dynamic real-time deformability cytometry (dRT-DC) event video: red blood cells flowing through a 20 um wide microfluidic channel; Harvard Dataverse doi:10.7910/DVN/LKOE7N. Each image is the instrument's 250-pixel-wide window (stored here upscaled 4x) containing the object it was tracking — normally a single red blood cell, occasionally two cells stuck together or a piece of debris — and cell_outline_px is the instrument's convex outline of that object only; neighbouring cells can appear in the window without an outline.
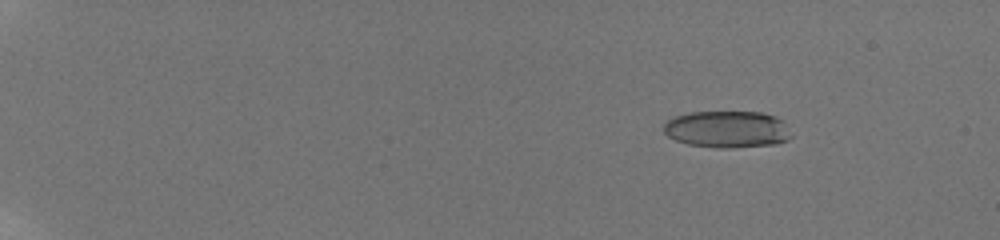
{"species": "human", "species_latin": "Homo sapiens", "temperature_condition": "room temperature", "stored_images_in_passage": 28, "camera_frame_rate_fps": 3000, "um_per_image_px": 0.085, "donor": {"sex": "male"}, "frame": {"image": 1, "passage_image": 7, "time_ms": 3.0, "image_size_px": [1000, 240], "cell_outline_px": [[792, 136], [788, 140], [776, 144], [732, 148], [716, 148], [688, 144], [676, 140], [668, 136], [664, 132], [664, 124], [668, 120], [676, 116], [688, 112], [760, 112], [776, 116], [784, 120]], "centroid_in_image_um": [61.84, 10.99], "position_along_channel_um": 23.2, "area_um2": 27.63}}
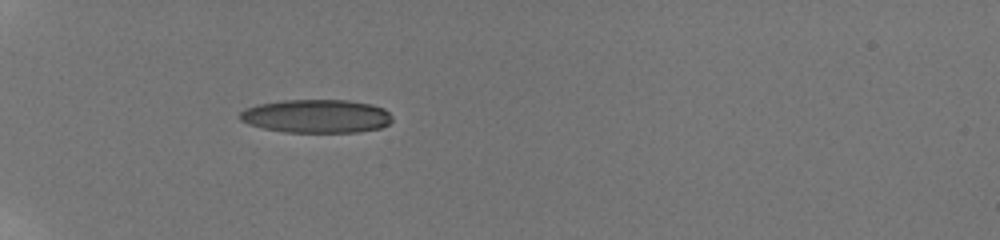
{"frame": {"image": 2, "passage_image": 22, "time_ms": 7.333, "image_size_px": [1000, 240], "cell_outline_px": [[392, 120], [388, 124], [380, 128], [356, 132], [284, 132], [264, 128], [248, 124], [240, 120], [236, 116], [244, 108], [256, 104], [284, 100], [348, 100], [372, 104], [384, 108], [392, 116]], "centroid_in_image_um": [26.86, 9.87], "position_along_channel_um": 58.1, "area_um2": 29.94}}
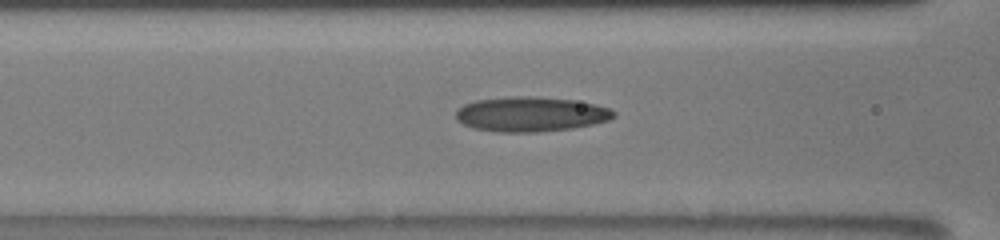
{"frame": {"image": 3, "passage_image": 27, "time_ms": 9.667, "image_size_px": [1000, 240], "cell_outline_px": [[616, 116], [608, 120], [592, 124], [572, 128], [536, 132], [496, 132], [472, 128], [456, 120], [456, 108], [464, 104], [476, 100], [508, 96], [528, 96], [572, 100], [592, 104], [608, 108], [616, 112]], "centroid_in_image_um": [45.05, 9.71], "position_along_channel_um": 121.5, "area_um2": 31.96}}